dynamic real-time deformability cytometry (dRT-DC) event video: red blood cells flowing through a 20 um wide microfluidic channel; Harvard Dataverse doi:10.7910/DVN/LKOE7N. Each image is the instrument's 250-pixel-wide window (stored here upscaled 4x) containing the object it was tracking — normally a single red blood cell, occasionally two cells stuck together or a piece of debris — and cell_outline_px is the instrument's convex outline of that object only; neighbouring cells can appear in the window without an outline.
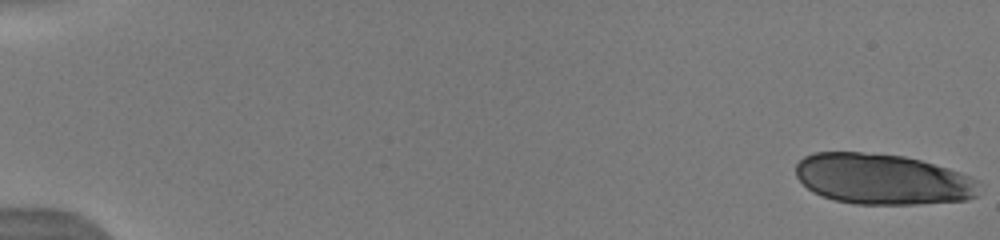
{"species": "human", "species_latin": "Homo sapiens", "temperature_condition": "warm", "stored_images_in_passage": 25, "camera_frame_rate_fps": 3000, "um_per_image_px": 0.085, "donor": {"sex": "male"}, "frame": {"image": 1, "passage_image": 1, "time_ms": 0.0, "image_size_px": [1000, 240], "cell_outline_px": [[984, 184], [976, 196], [968, 200], [916, 204], [856, 204], [836, 200], [820, 196], [812, 192], [796, 176], [796, 164], [804, 156], [812, 152], [860, 152], [904, 156], [920, 160], [948, 168], [972, 176]], "centroid_in_image_um": [75.06, 15.23], "position_along_channel_um": 9.9, "area_um2": 54.62}}
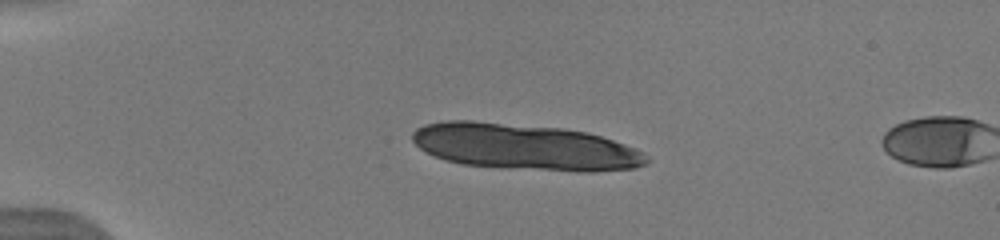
{"frame": {"image": 2, "passage_image": 23, "time_ms": 4.0, "image_size_px": [1000, 240], "cell_outline_px": [[648, 160], [644, 164], [636, 168], [592, 172], [580, 172], [508, 168], [460, 164], [436, 156], [420, 148], [412, 140], [412, 132], [416, 128], [424, 124], [444, 120], [472, 120], [560, 128], [588, 132], [636, 148], [644, 152], [648, 156]], "centroid_in_image_um": [44.61, 12.49], "position_along_channel_um": 40.4, "area_um2": 63.12}}